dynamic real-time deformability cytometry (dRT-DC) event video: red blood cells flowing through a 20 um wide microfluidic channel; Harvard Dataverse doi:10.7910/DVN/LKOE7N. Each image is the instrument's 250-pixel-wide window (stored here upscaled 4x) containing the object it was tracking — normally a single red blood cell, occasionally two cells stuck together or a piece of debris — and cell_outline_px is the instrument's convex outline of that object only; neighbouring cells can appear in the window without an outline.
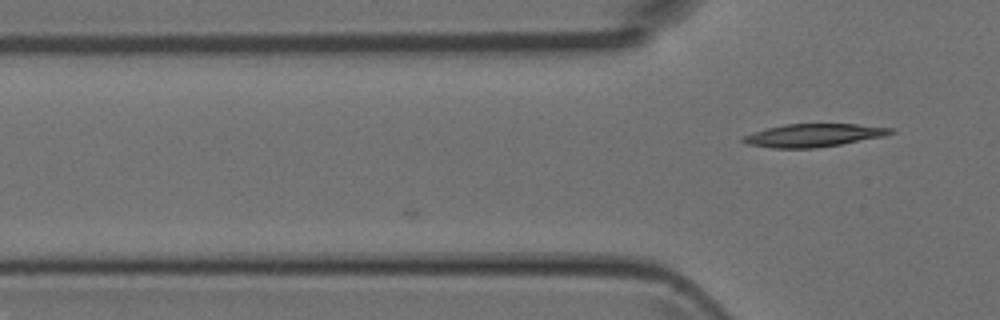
{"species": "Egyptian fruit bat (a non-hibernating species)", "species_latin": "Rousettus aegyptiacus", "temperature_condition": "room temperature", "stored_images_in_passage": 4, "camera_frame_rate_fps": 3000, "um_per_image_px": 0.085, "animal": {"sex": "female"}, "frame": {"image": 1, "passage_image": 4, "time_ms": 1.0, "image_size_px": [1000, 320], "cell_outline_px": [[892, 132], [884, 136], [840, 144], [816, 148], [772, 148], [748, 144], [740, 140], [740, 136], [768, 128], [784, 124], [856, 124], [892, 128]], "centroid_in_image_um": [69.08, 11.5], "position_along_channel_um": 56.7, "area_um2": 19.59}}